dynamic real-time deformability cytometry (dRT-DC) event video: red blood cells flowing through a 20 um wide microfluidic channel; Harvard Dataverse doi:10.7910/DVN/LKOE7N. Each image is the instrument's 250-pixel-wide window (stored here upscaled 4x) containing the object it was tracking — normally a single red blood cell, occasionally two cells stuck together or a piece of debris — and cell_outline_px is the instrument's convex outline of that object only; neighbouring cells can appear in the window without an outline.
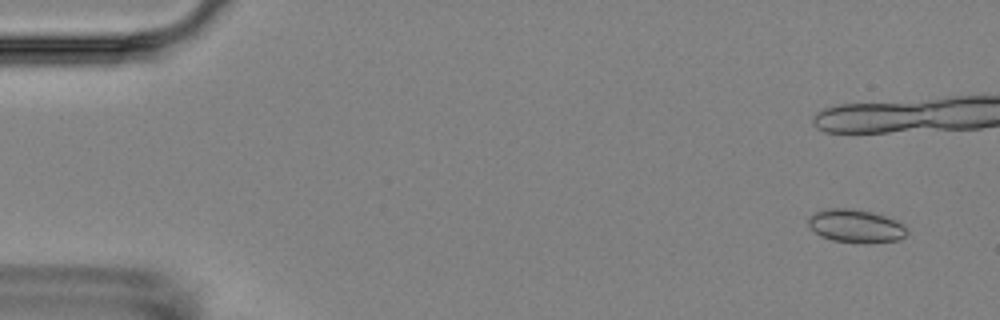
{"species": "Egyptian fruit bat (a non-hibernating species)", "species_latin": "Rousettus aegyptiacus", "temperature_condition": "room temperature", "stored_images_in_passage": 8, "camera_frame_rate_fps": 3000, "um_per_image_px": 0.085, "animal": {"sex": "female"}, "frame": {"image": 1, "passage_image": 2, "time_ms": 1.0, "image_size_px": [1000, 320], "cell_outline_px": [[908, 232], [900, 240], [832, 240], [820, 236], [808, 224], [808, 220], [816, 212], [832, 208], [844, 208], [872, 212], [896, 220], [904, 224]], "centroid_in_image_um": [72.75, 19.17], "position_along_channel_um": 12.3, "area_um2": 17.98}}